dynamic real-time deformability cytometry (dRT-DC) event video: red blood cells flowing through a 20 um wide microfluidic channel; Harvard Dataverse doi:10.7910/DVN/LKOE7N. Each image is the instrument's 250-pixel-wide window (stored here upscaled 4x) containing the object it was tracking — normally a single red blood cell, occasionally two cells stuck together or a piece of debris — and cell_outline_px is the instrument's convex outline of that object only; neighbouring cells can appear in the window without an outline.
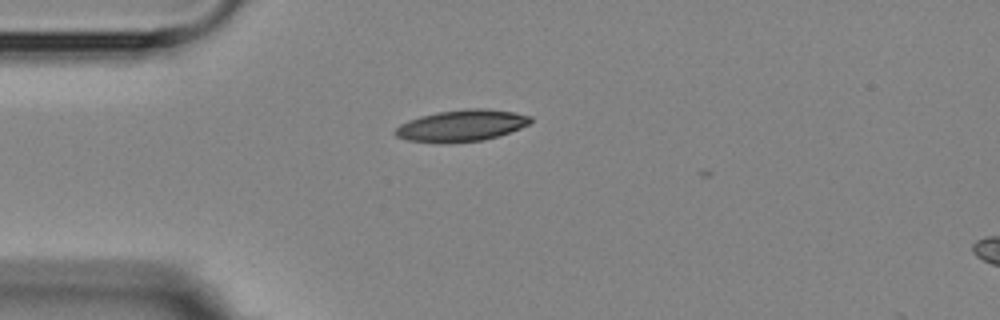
{"species": "Egyptian fruit bat (a non-hibernating species)", "species_latin": "Rousettus aegyptiacus", "temperature_condition": "room temperature", "stored_images_in_passage": 2, "camera_frame_rate_fps": 3000, "um_per_image_px": 0.085, "animal": {"sex": "female"}, "frame": {"image": 1, "passage_image": 1, "time_ms": 0.0, "image_size_px": [1000, 320], "cell_outline_px": [[532, 120], [528, 124], [520, 128], [484, 140], [448, 144], [440, 144], [408, 140], [396, 136], [392, 132], [400, 124], [408, 120], [420, 116], [436, 112], [464, 108], [488, 108], [512, 112], [532, 116]], "centroid_in_image_um": [39.18, 10.68], "position_along_channel_um": 45.8, "area_um2": 25.2}}